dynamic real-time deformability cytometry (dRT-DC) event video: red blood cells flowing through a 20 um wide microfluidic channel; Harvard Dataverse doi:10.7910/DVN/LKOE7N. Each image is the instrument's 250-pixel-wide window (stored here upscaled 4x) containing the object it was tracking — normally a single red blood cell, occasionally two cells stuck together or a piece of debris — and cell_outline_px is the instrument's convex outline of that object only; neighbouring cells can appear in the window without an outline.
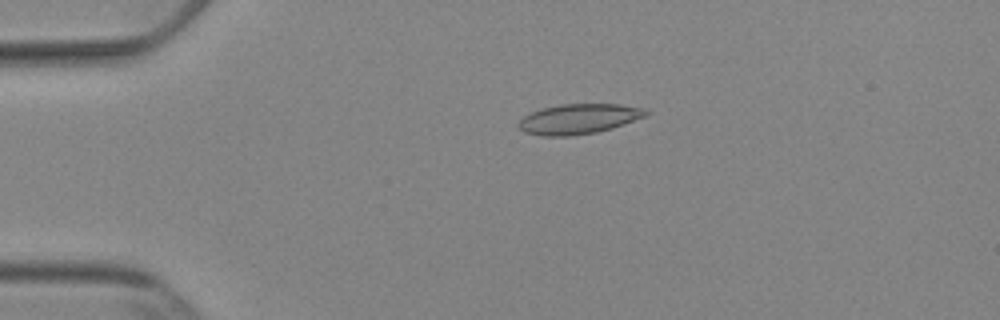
{"species": "Egyptian fruit bat (a non-hibernating species)", "species_latin": "Rousettus aegyptiacus", "temperature_condition": "cold", "stored_images_in_passage": 53, "camera_frame_rate_fps": 3000, "um_per_image_px": 0.085, "animal": {"sex": "female"}, "frame": {"image": 1, "passage_image": 12, "time_ms": 3.667, "image_size_px": [1000, 320], "cell_outline_px": [[648, 116], [612, 128], [596, 132], [572, 136], [544, 136], [524, 132], [516, 124], [524, 116], [532, 112], [544, 108], [560, 104], [620, 104], [644, 108], [648, 112]], "centroid_in_image_um": [49.21, 10.11], "position_along_channel_um": 35.8, "area_um2": 22.31}}
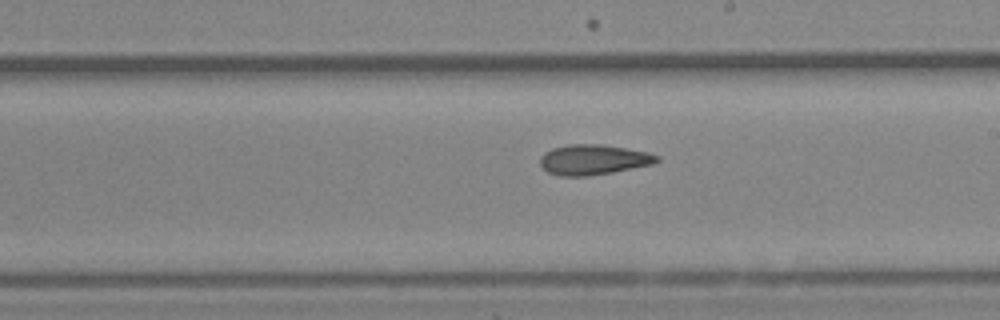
{"frame": {"image": 2, "passage_image": 31, "time_ms": 10.0, "image_size_px": [1000, 320], "cell_outline_px": [[660, 160], [652, 164], [612, 172], [588, 176], [560, 176], [548, 172], [540, 164], [540, 156], [544, 152], [552, 148], [568, 144], [600, 144], [648, 152], [660, 156]], "centroid_in_image_um": [50.42, 13.57], "position_along_channel_um": 238.6, "area_um2": 20.52}}
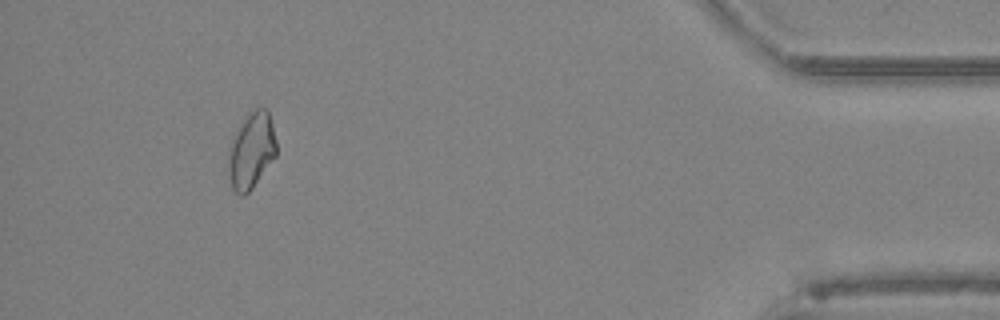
{"frame": {"image": 3, "passage_image": 49, "time_ms": 16.0, "image_size_px": [1000, 320], "cell_outline_px": [[276, 156], [252, 188], [244, 196], [240, 196], [232, 188], [228, 172], [228, 148], [236, 128], [248, 112], [256, 108], [268, 108], [276, 140]], "centroid_in_image_um": [21.35, 12.77], "position_along_channel_um": 413.9, "area_um2": 21.62}, "authors_computed_cell_mechanics": {"area_um2": 21.386, "velocity_mm_per_s": 3.8919, "shape_relaxation_time_tau1_ms": null, "shape_relaxation_time_tau2_ms": 5.8031, "deformation_change_tau1": null, "deformation_change_tau2": 0.1179}}